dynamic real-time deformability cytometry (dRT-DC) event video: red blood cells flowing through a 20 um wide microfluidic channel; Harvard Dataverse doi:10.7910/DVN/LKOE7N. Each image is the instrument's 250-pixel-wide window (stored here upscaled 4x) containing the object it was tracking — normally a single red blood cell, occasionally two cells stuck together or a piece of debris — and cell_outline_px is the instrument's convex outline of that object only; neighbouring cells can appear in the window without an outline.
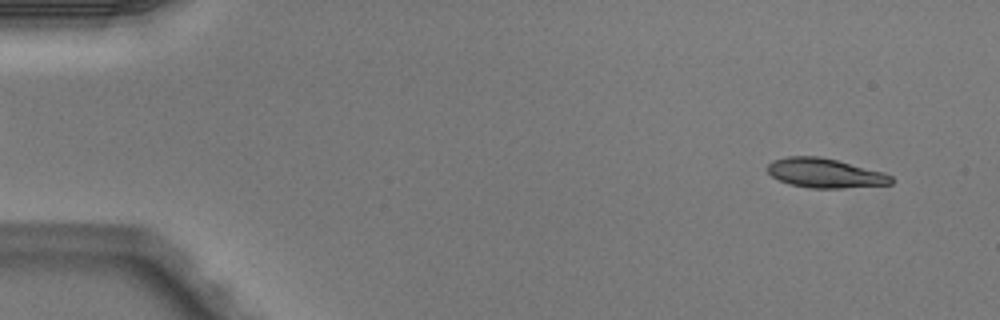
{"species": "Egyptian fruit bat (a non-hibernating species)", "species_latin": "Rousettus aegyptiacus", "temperature_condition": "warm", "stored_images_in_passage": 4, "camera_frame_rate_fps": 3000, "um_per_image_px": 0.085, "animal": {"sex": "male"}, "frame": {"image": 1, "passage_image": 1, "time_ms": 0.0, "image_size_px": [1000, 320], "cell_outline_px": [[896, 180], [892, 184], [840, 188], [812, 188], [792, 184], [780, 180], [772, 176], [768, 172], [768, 164], [772, 160], [788, 156], [820, 156], [884, 172], [892, 176]], "centroid_in_image_um": [70.16, 14.71], "position_along_channel_um": 14.8, "area_um2": 21.1}}
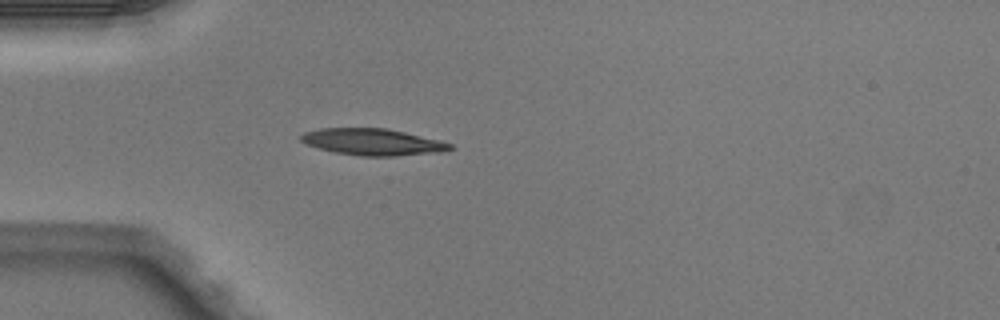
{"frame": {"image": 2, "passage_image": 4, "time_ms": 1.0, "image_size_px": [1000, 320], "cell_outline_px": [[452, 148], [440, 152], [396, 156], [360, 156], [336, 152], [320, 148], [308, 144], [300, 140], [300, 136], [304, 132], [320, 128], [384, 128], [404, 132], [440, 140], [452, 144]], "centroid_in_image_um": [31.68, 12.06], "position_along_channel_um": 53.3, "area_um2": 22.89}}